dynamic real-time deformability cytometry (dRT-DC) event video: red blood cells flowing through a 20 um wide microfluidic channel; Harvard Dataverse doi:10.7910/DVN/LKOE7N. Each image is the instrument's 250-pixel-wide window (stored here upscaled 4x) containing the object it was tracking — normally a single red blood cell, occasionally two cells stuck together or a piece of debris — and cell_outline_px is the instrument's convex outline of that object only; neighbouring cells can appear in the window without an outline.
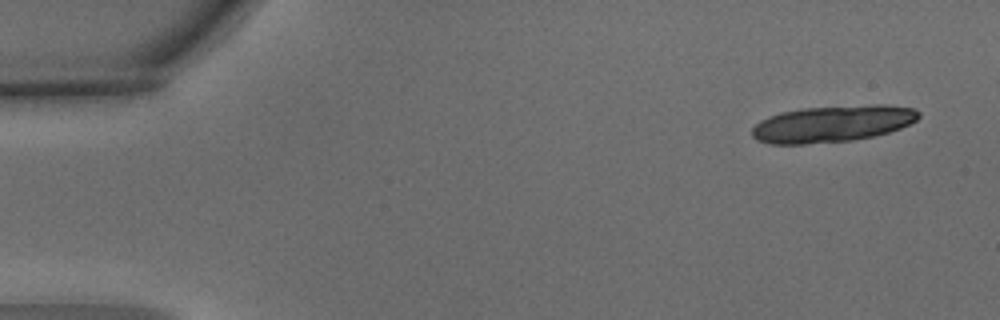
{"species": "common noctule bat (a hibernating species)", "species_latin": "Nyctalus noctula", "temperature_condition": "warm", "stored_images_in_passage": 4, "camera_frame_rate_fps": 3000, "um_per_image_px": 0.085, "animal": {"sex": "male", "body_mass_g": 15.6}, "frame": {"image": 1, "passage_image": 1, "time_ms": 0.0, "image_size_px": [1000, 320], "cell_outline_px": [[920, 116], [916, 120], [900, 128], [876, 136], [852, 140], [804, 144], [772, 144], [756, 140], [752, 136], [752, 128], [760, 120], [768, 116], [780, 112], [800, 108], [872, 104], [884, 104], [916, 108], [920, 112]], "centroid_in_image_um": [70.76, 10.51], "position_along_channel_um": 14.2, "area_um2": 35.89}}